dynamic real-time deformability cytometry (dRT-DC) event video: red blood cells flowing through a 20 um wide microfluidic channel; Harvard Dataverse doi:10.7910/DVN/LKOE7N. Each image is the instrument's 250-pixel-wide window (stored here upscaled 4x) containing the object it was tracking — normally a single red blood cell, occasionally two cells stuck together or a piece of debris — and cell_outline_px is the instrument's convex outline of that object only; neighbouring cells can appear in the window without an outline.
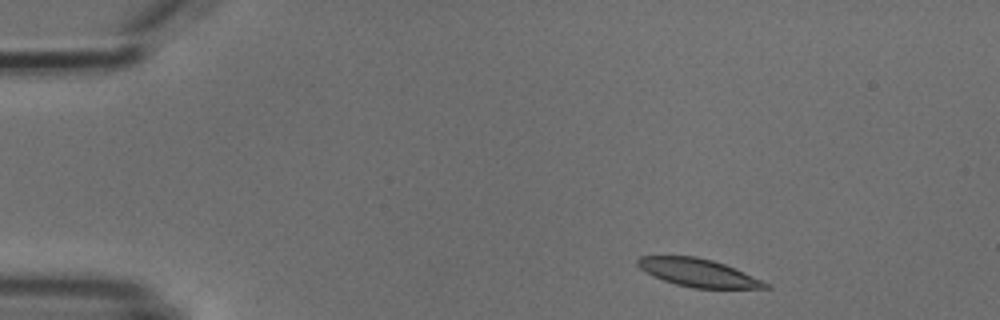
{"species": "common noctule bat (a hibernating species)", "species_latin": "Nyctalus noctula", "temperature_condition": "cold", "stored_images_in_passage": 5, "camera_frame_rate_fps": 3000, "um_per_image_px": 0.085, "animal": {"sex": "male", "body_mass_g": 18.8}, "frame": {"image": 1, "passage_image": 1, "time_ms": 0.0, "image_size_px": [1000, 320], "cell_outline_px": [[772, 288], [692, 288], [676, 284], [664, 280], [640, 268], [636, 264], [636, 260], [640, 256], [696, 256], [712, 260], [724, 264], [772, 284]], "centroid_in_image_um": [59.38, 23.18], "position_along_channel_um": 25.6, "area_um2": 20.58}}
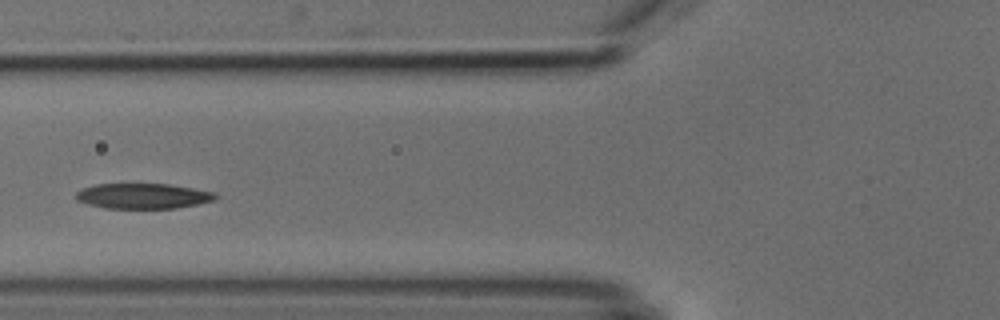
{"frame": {"image": 2, "passage_image": 4, "time_ms": 4.333, "image_size_px": [1000, 320], "cell_outline_px": [[220, 196], [216, 200], [176, 208], [104, 208], [88, 204], [76, 200], [72, 196], [80, 188], [96, 184], [168, 184], [216, 192]], "centroid_in_image_um": [12.13, 16.66], "position_along_channel_um": 113.7, "area_um2": 20.81}}
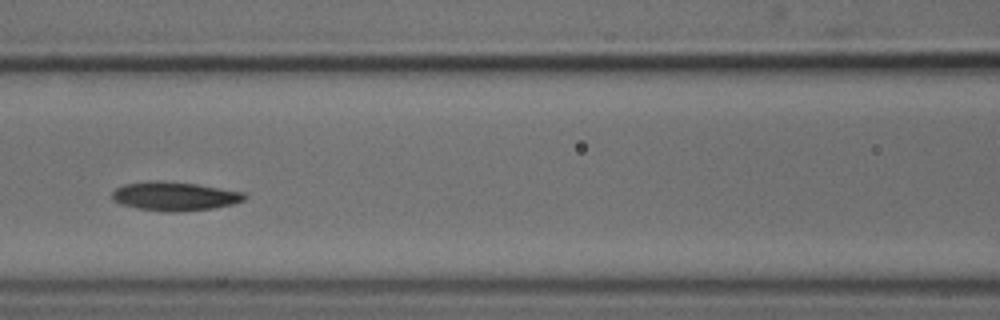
{"frame": {"image": 3, "passage_image": 5, "time_ms": 5.333, "image_size_px": [1000, 320], "cell_outline_px": [[248, 196], [244, 200], [232, 204], [212, 208], [176, 212], [164, 212], [136, 208], [120, 204], [112, 200], [112, 192], [116, 188], [124, 184], [148, 180], [160, 180], [196, 184], [244, 192]], "centroid_in_image_um": [14.8, 16.67], "position_along_channel_um": 151.8, "area_um2": 22.43}}